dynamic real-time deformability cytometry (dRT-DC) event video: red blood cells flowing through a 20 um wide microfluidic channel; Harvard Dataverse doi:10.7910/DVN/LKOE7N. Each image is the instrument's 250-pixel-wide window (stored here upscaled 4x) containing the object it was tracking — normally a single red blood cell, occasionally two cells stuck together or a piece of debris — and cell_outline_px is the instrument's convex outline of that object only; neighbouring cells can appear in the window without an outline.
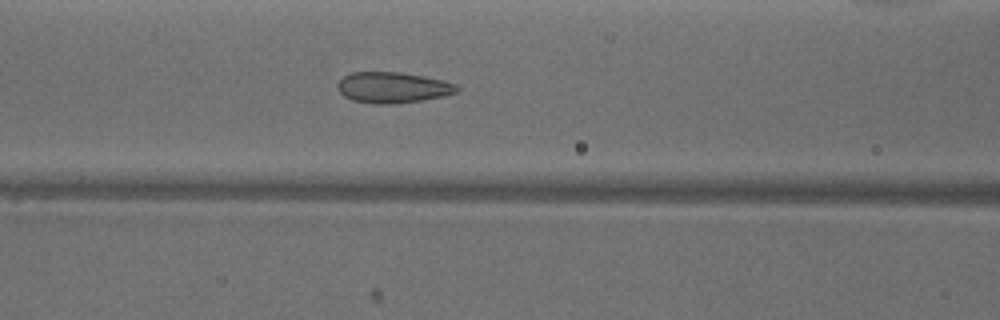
{"species": "common noctule bat (a hibernating species)", "species_latin": "Nyctalus noctula", "temperature_condition": "warm", "stored_images_in_passage": 39, "camera_frame_rate_fps": 3000, "um_per_image_px": 0.085, "animal": {"sex": "male", "body_mass_g": 18.8}, "frame": {"image": 1, "passage_image": 9, "time_ms": 2.667, "image_size_px": [1000, 320], "cell_outline_px": [[460, 92], [444, 96], [424, 100], [388, 104], [376, 104], [352, 100], [344, 96], [336, 88], [336, 84], [344, 76], [352, 72], [400, 72], [440, 80], [456, 84], [460, 88]], "centroid_in_image_um": [33.38, 7.44], "position_along_channel_um": 133.2, "area_um2": 21.44}}
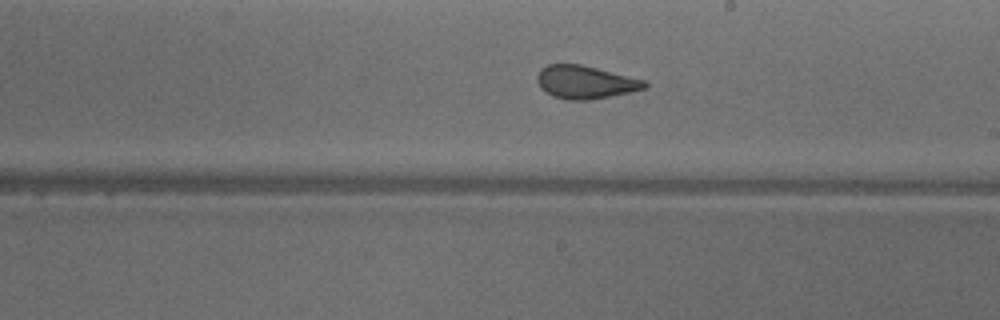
{"frame": {"image": 2, "passage_image": 17, "time_ms": 5.333, "image_size_px": [1000, 320], "cell_outline_px": [[648, 88], [632, 92], [612, 96], [588, 100], [568, 100], [552, 96], [540, 88], [536, 80], [536, 76], [540, 68], [548, 64], [580, 64], [648, 80]], "centroid_in_image_um": [49.78, 6.98], "position_along_channel_um": 239.2, "area_um2": 21.1}}
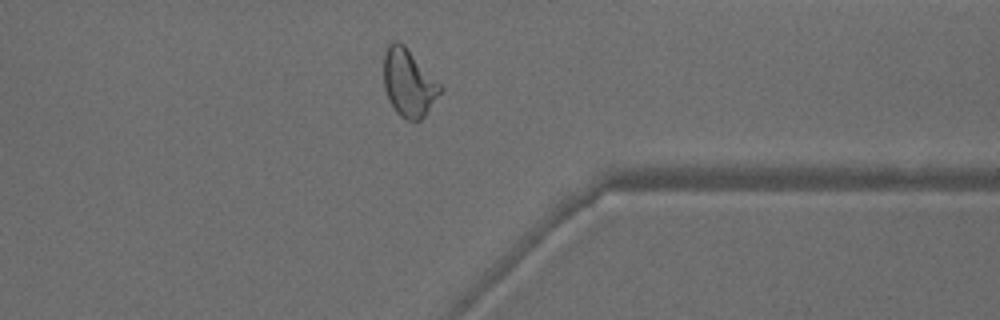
{"frame": {"image": 3, "passage_image": 28, "time_ms": 9.0, "image_size_px": [1000, 320], "cell_outline_px": [[444, 88], [424, 116], [420, 120], [408, 120], [400, 116], [396, 112], [388, 100], [384, 88], [384, 52], [388, 44], [392, 40], [396, 40], [404, 44]], "centroid_in_image_um": [34.72, 7.03], "position_along_channel_um": 376.7, "area_um2": 22.25}, "authors_computed_cell_mechanics": {"area_um2": 21.964, "velocity_mm_per_s": 3.9804, "shape_relaxation_time_tau1_ms": 6.2109, "shape_relaxation_time_tau2_ms": 0.9466, "deformation_change_tau1": 0.1716, "deformation_change_tau2": 0.0774}}